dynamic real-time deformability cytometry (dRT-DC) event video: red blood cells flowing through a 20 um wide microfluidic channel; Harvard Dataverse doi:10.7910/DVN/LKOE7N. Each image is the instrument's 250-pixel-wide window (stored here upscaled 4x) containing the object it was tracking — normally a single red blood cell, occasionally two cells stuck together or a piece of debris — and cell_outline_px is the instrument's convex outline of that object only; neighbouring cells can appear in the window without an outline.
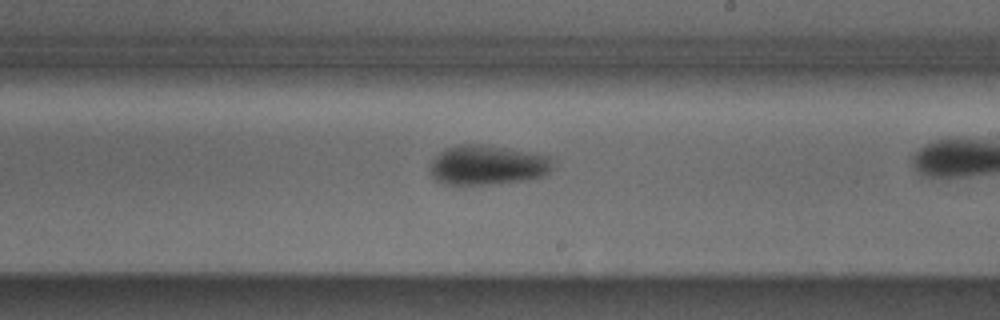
{"species": "Egyptian fruit bat (a non-hibernating species)", "species_latin": "Rousettus aegyptiacus", "temperature_condition": "cold", "stored_images_in_passage": 35, "camera_frame_rate_fps": 3000, "um_per_image_px": 0.085, "animal": {"sex": "male"}, "frame": {"image": 1, "passage_image": 25, "time_ms": 8.0, "image_size_px": [1000, 320], "cell_outline_px": [[552, 168], [544, 176], [528, 180], [492, 184], [444, 184], [436, 180], [432, 176], [432, 160], [440, 152], [448, 148], [460, 144], [480, 144], [552, 156]], "centroid_in_image_um": [41.47, 14.04], "position_along_channel_um": 247.5, "area_um2": 28.15}}